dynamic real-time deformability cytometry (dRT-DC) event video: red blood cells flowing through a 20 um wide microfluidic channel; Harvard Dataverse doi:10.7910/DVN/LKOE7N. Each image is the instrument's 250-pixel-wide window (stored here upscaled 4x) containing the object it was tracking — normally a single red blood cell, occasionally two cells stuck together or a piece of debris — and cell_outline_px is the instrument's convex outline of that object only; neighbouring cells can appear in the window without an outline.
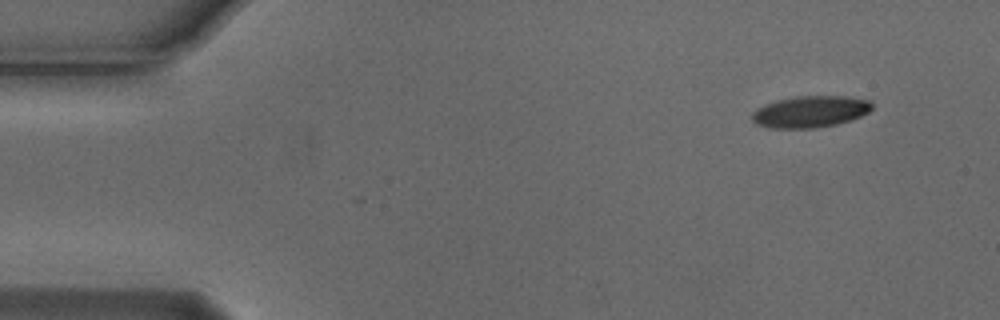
{"species": "Egyptian fruit bat (a non-hibernating species)", "species_latin": "Rousettus aegyptiacus", "temperature_condition": "cold", "stored_images_in_passage": 4, "camera_frame_rate_fps": 3000, "um_per_image_px": 0.085, "animal": {"sex": "male"}, "frame": {"image": 1, "passage_image": 1, "time_ms": 0.0, "image_size_px": [1000, 320], "cell_outline_px": [[872, 108], [868, 112], [860, 116], [836, 124], [816, 128], [772, 128], [756, 124], [752, 120], [752, 112], [756, 108], [764, 104], [776, 100], [796, 96], [844, 96], [868, 100], [872, 104]], "centroid_in_image_um": [68.82, 9.49], "position_along_channel_um": 16.2, "area_um2": 22.02}}
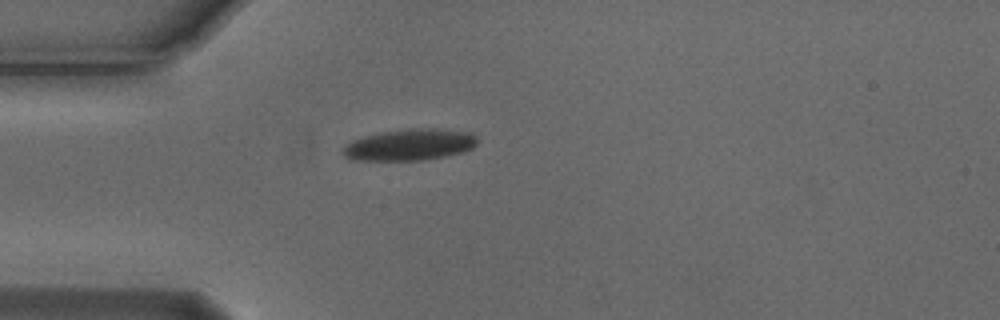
{"frame": {"image": 2, "passage_image": 3, "time_ms": 0.667, "image_size_px": [1000, 320], "cell_outline_px": [[476, 144], [472, 148], [464, 152], [424, 160], [348, 160], [340, 152], [344, 144], [352, 140], [364, 136], [380, 132], [408, 128], [436, 128], [472, 132], [476, 136]], "centroid_in_image_um": [34.78, 12.3], "position_along_channel_um": 50.2, "area_um2": 25.03}}